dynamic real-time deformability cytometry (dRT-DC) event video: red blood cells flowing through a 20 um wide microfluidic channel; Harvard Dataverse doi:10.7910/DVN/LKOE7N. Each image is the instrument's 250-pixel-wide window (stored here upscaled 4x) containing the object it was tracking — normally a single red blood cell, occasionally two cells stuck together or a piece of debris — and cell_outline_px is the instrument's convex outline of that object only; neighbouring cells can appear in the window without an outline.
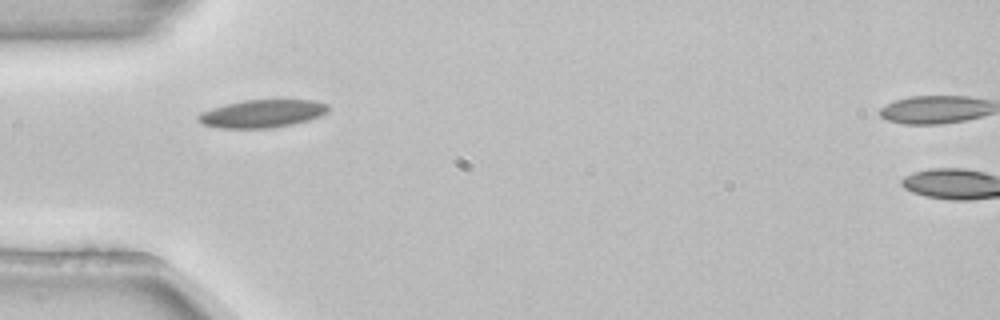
{"species": "common noctule bat (a hibernating species)", "species_latin": "Nyctalus noctula", "temperature_condition": "room temperature", "stored_images_in_passage": 4, "camera_frame_rate_fps": 3000, "um_per_image_px": 0.085, "animal": {"sex": "female", "body_mass_g": 22.7, "forearm_length_mm": 54.2}, "frame": {"image": 1, "passage_image": 3, "time_ms": 0.667, "image_size_px": [1000, 320], "cell_outline_px": [[328, 112], [320, 116], [308, 120], [292, 124], [268, 128], [216, 128], [200, 124], [196, 120], [196, 116], [200, 112], [224, 104], [244, 100], [316, 100], [328, 104]], "centroid_in_image_um": [22.23, 9.66], "position_along_channel_um": 62.8, "area_um2": 21.33}}